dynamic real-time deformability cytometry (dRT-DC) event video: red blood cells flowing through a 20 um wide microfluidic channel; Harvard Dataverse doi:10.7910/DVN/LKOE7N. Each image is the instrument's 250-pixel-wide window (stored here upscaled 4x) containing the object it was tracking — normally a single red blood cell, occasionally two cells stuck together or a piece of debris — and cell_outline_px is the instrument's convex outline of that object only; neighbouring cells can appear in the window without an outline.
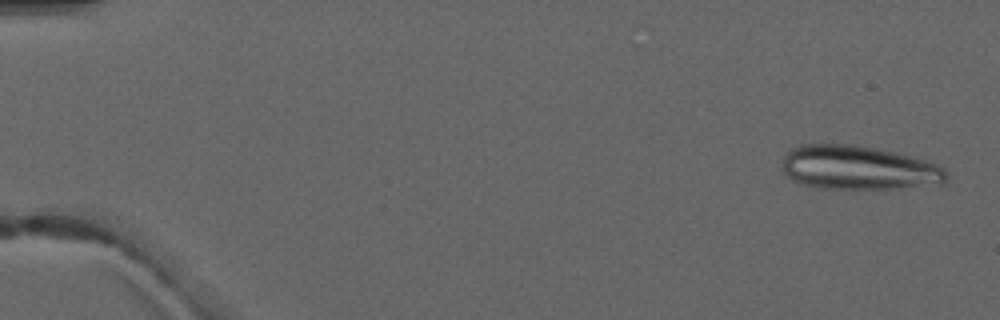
{"species": "common noctule bat (a hibernating species)", "species_latin": "Nyctalus noctula", "temperature_condition": "warm", "stored_images_in_passage": 5, "camera_frame_rate_fps": 3000, "um_per_image_px": 0.085, "animal": {"sex": "male", "forearm_length_mm": 52.5}, "frame": {"image": 1, "passage_image": 1, "time_ms": 0.0, "image_size_px": [1000, 320], "cell_outline_px": [[948, 180], [944, 184], [892, 188], [816, 188], [792, 180], [784, 172], [784, 152], [800, 144], [856, 144], [876, 148], [912, 156], [936, 164], [944, 168], [948, 176]], "centroid_in_image_um": [72.98, 14.25], "position_along_channel_um": 12.0, "area_um2": 42.14}}